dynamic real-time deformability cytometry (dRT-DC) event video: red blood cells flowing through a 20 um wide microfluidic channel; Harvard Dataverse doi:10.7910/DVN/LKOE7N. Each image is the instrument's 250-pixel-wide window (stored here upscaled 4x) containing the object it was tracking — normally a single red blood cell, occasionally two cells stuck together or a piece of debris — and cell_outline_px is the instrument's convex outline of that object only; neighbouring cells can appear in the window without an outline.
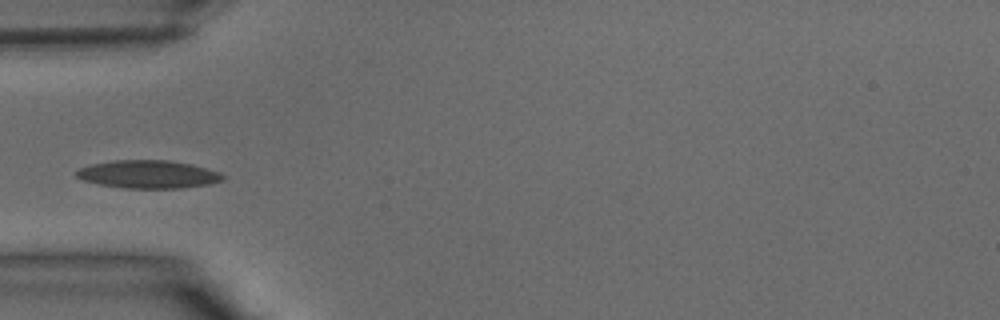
{"species": "common noctule bat (a hibernating species)", "species_latin": "Nyctalus noctula", "temperature_condition": "warm", "stored_images_in_passage": 30, "camera_frame_rate_fps": 3000, "um_per_image_px": 0.085, "animal": {"sex": "male", "body_mass_g": 15.6}, "frame": {"image": 1, "passage_image": 9, "time_ms": 2.667, "image_size_px": [1000, 320], "cell_outline_px": [[224, 180], [212, 184], [180, 188], [124, 188], [100, 184], [84, 180], [76, 176], [72, 172], [88, 164], [112, 160], [168, 160], [192, 164], [220, 172], [224, 176]], "centroid_in_image_um": [12.59, 14.81], "position_along_channel_um": 72.4, "area_um2": 24.1}}